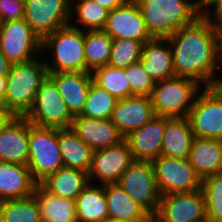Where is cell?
<instances>
[{"label": "cell", "mask_w": 222, "mask_h": 222, "mask_svg": "<svg viewBox=\"0 0 222 222\" xmlns=\"http://www.w3.org/2000/svg\"><path fill=\"white\" fill-rule=\"evenodd\" d=\"M152 164L160 196L201 190L202 179L188 159L160 155Z\"/></svg>", "instance_id": "ba28073f"}, {"label": "cell", "mask_w": 222, "mask_h": 222, "mask_svg": "<svg viewBox=\"0 0 222 222\" xmlns=\"http://www.w3.org/2000/svg\"><path fill=\"white\" fill-rule=\"evenodd\" d=\"M24 117L34 126L56 129L71 128L74 119L49 76L41 83L32 108Z\"/></svg>", "instance_id": "52a82bcc"}, {"label": "cell", "mask_w": 222, "mask_h": 222, "mask_svg": "<svg viewBox=\"0 0 222 222\" xmlns=\"http://www.w3.org/2000/svg\"><path fill=\"white\" fill-rule=\"evenodd\" d=\"M27 166L38 184L49 174L64 167L58 146V129L37 127L29 122V160Z\"/></svg>", "instance_id": "8992f818"}, {"label": "cell", "mask_w": 222, "mask_h": 222, "mask_svg": "<svg viewBox=\"0 0 222 222\" xmlns=\"http://www.w3.org/2000/svg\"><path fill=\"white\" fill-rule=\"evenodd\" d=\"M0 222H3V219H2V216H1V214H0Z\"/></svg>", "instance_id": "816d5d0a"}, {"label": "cell", "mask_w": 222, "mask_h": 222, "mask_svg": "<svg viewBox=\"0 0 222 222\" xmlns=\"http://www.w3.org/2000/svg\"><path fill=\"white\" fill-rule=\"evenodd\" d=\"M108 15L109 10L105 9L94 0H75V2L71 0L70 25L75 28L83 31L102 30ZM74 21H77L76 24H74ZM79 25L80 27H78Z\"/></svg>", "instance_id": "f546056e"}, {"label": "cell", "mask_w": 222, "mask_h": 222, "mask_svg": "<svg viewBox=\"0 0 222 222\" xmlns=\"http://www.w3.org/2000/svg\"><path fill=\"white\" fill-rule=\"evenodd\" d=\"M25 0H0V23L24 18Z\"/></svg>", "instance_id": "74e56055"}, {"label": "cell", "mask_w": 222, "mask_h": 222, "mask_svg": "<svg viewBox=\"0 0 222 222\" xmlns=\"http://www.w3.org/2000/svg\"><path fill=\"white\" fill-rule=\"evenodd\" d=\"M12 116L6 112L3 108L0 109V129L5 125V123L11 118Z\"/></svg>", "instance_id": "ee69618b"}, {"label": "cell", "mask_w": 222, "mask_h": 222, "mask_svg": "<svg viewBox=\"0 0 222 222\" xmlns=\"http://www.w3.org/2000/svg\"><path fill=\"white\" fill-rule=\"evenodd\" d=\"M94 1L109 11L121 6L125 2V0H94Z\"/></svg>", "instance_id": "ab89813d"}, {"label": "cell", "mask_w": 222, "mask_h": 222, "mask_svg": "<svg viewBox=\"0 0 222 222\" xmlns=\"http://www.w3.org/2000/svg\"><path fill=\"white\" fill-rule=\"evenodd\" d=\"M217 33H218L219 56L222 64V27L217 29Z\"/></svg>", "instance_id": "f6af8a7d"}, {"label": "cell", "mask_w": 222, "mask_h": 222, "mask_svg": "<svg viewBox=\"0 0 222 222\" xmlns=\"http://www.w3.org/2000/svg\"><path fill=\"white\" fill-rule=\"evenodd\" d=\"M188 119L194 137L222 140V96L213 87L201 89Z\"/></svg>", "instance_id": "8fae6325"}, {"label": "cell", "mask_w": 222, "mask_h": 222, "mask_svg": "<svg viewBox=\"0 0 222 222\" xmlns=\"http://www.w3.org/2000/svg\"><path fill=\"white\" fill-rule=\"evenodd\" d=\"M188 161L202 180L222 174V140L194 137Z\"/></svg>", "instance_id": "7402d4cb"}, {"label": "cell", "mask_w": 222, "mask_h": 222, "mask_svg": "<svg viewBox=\"0 0 222 222\" xmlns=\"http://www.w3.org/2000/svg\"><path fill=\"white\" fill-rule=\"evenodd\" d=\"M201 17L216 30L222 27V0H209L201 12Z\"/></svg>", "instance_id": "f35d334b"}, {"label": "cell", "mask_w": 222, "mask_h": 222, "mask_svg": "<svg viewBox=\"0 0 222 222\" xmlns=\"http://www.w3.org/2000/svg\"><path fill=\"white\" fill-rule=\"evenodd\" d=\"M55 82L70 113L79 115L88 96L90 84L93 81L91 72H48Z\"/></svg>", "instance_id": "ffe728a7"}, {"label": "cell", "mask_w": 222, "mask_h": 222, "mask_svg": "<svg viewBox=\"0 0 222 222\" xmlns=\"http://www.w3.org/2000/svg\"><path fill=\"white\" fill-rule=\"evenodd\" d=\"M29 121L12 116L0 129V162L28 164Z\"/></svg>", "instance_id": "2e32d148"}, {"label": "cell", "mask_w": 222, "mask_h": 222, "mask_svg": "<svg viewBox=\"0 0 222 222\" xmlns=\"http://www.w3.org/2000/svg\"><path fill=\"white\" fill-rule=\"evenodd\" d=\"M136 3L153 38H168L201 16L187 0H137Z\"/></svg>", "instance_id": "3957f363"}, {"label": "cell", "mask_w": 222, "mask_h": 222, "mask_svg": "<svg viewBox=\"0 0 222 222\" xmlns=\"http://www.w3.org/2000/svg\"><path fill=\"white\" fill-rule=\"evenodd\" d=\"M141 58L143 70L155 83L175 76L171 45L167 38H153L145 42Z\"/></svg>", "instance_id": "603a6c76"}, {"label": "cell", "mask_w": 222, "mask_h": 222, "mask_svg": "<svg viewBox=\"0 0 222 222\" xmlns=\"http://www.w3.org/2000/svg\"><path fill=\"white\" fill-rule=\"evenodd\" d=\"M167 39L175 76L212 87L218 75L216 72L221 69L217 30L200 16Z\"/></svg>", "instance_id": "6da1fadb"}, {"label": "cell", "mask_w": 222, "mask_h": 222, "mask_svg": "<svg viewBox=\"0 0 222 222\" xmlns=\"http://www.w3.org/2000/svg\"><path fill=\"white\" fill-rule=\"evenodd\" d=\"M105 222H123V221H117V220H107Z\"/></svg>", "instance_id": "7dc6e473"}, {"label": "cell", "mask_w": 222, "mask_h": 222, "mask_svg": "<svg viewBox=\"0 0 222 222\" xmlns=\"http://www.w3.org/2000/svg\"><path fill=\"white\" fill-rule=\"evenodd\" d=\"M155 115L149 96L134 95L118 99L111 121L125 138L130 132L144 126Z\"/></svg>", "instance_id": "ac0fdd59"}, {"label": "cell", "mask_w": 222, "mask_h": 222, "mask_svg": "<svg viewBox=\"0 0 222 222\" xmlns=\"http://www.w3.org/2000/svg\"><path fill=\"white\" fill-rule=\"evenodd\" d=\"M37 184L28 166L0 162V201L29 197Z\"/></svg>", "instance_id": "44dd1931"}, {"label": "cell", "mask_w": 222, "mask_h": 222, "mask_svg": "<svg viewBox=\"0 0 222 222\" xmlns=\"http://www.w3.org/2000/svg\"><path fill=\"white\" fill-rule=\"evenodd\" d=\"M120 187L152 218L158 212V192L152 161L134 160L119 179Z\"/></svg>", "instance_id": "30bf717a"}, {"label": "cell", "mask_w": 222, "mask_h": 222, "mask_svg": "<svg viewBox=\"0 0 222 222\" xmlns=\"http://www.w3.org/2000/svg\"><path fill=\"white\" fill-rule=\"evenodd\" d=\"M102 30L112 39H132L143 42L153 39L136 2L125 1L121 6L109 11Z\"/></svg>", "instance_id": "9a60e30c"}, {"label": "cell", "mask_w": 222, "mask_h": 222, "mask_svg": "<svg viewBox=\"0 0 222 222\" xmlns=\"http://www.w3.org/2000/svg\"><path fill=\"white\" fill-rule=\"evenodd\" d=\"M92 79L100 88L105 89L117 99L131 97V88L126 77V69L106 65L95 69L92 72Z\"/></svg>", "instance_id": "d6a6232c"}, {"label": "cell", "mask_w": 222, "mask_h": 222, "mask_svg": "<svg viewBox=\"0 0 222 222\" xmlns=\"http://www.w3.org/2000/svg\"><path fill=\"white\" fill-rule=\"evenodd\" d=\"M125 1H129V2H136L137 0H125Z\"/></svg>", "instance_id": "f907efd6"}, {"label": "cell", "mask_w": 222, "mask_h": 222, "mask_svg": "<svg viewBox=\"0 0 222 222\" xmlns=\"http://www.w3.org/2000/svg\"><path fill=\"white\" fill-rule=\"evenodd\" d=\"M194 134L188 117H167L161 155L188 159Z\"/></svg>", "instance_id": "d4e9b609"}, {"label": "cell", "mask_w": 222, "mask_h": 222, "mask_svg": "<svg viewBox=\"0 0 222 222\" xmlns=\"http://www.w3.org/2000/svg\"><path fill=\"white\" fill-rule=\"evenodd\" d=\"M202 88L194 79L173 76L156 82L149 97L156 115L188 117Z\"/></svg>", "instance_id": "5b68a950"}, {"label": "cell", "mask_w": 222, "mask_h": 222, "mask_svg": "<svg viewBox=\"0 0 222 222\" xmlns=\"http://www.w3.org/2000/svg\"><path fill=\"white\" fill-rule=\"evenodd\" d=\"M133 161L125 140L118 145L93 151L88 180L90 183L96 180L95 184L99 182V185L118 183L123 172Z\"/></svg>", "instance_id": "5bb4252c"}, {"label": "cell", "mask_w": 222, "mask_h": 222, "mask_svg": "<svg viewBox=\"0 0 222 222\" xmlns=\"http://www.w3.org/2000/svg\"><path fill=\"white\" fill-rule=\"evenodd\" d=\"M12 64L7 60L0 48V76H7Z\"/></svg>", "instance_id": "60d3db41"}, {"label": "cell", "mask_w": 222, "mask_h": 222, "mask_svg": "<svg viewBox=\"0 0 222 222\" xmlns=\"http://www.w3.org/2000/svg\"><path fill=\"white\" fill-rule=\"evenodd\" d=\"M118 99L93 81L88 96L79 116L85 118L111 119Z\"/></svg>", "instance_id": "836d02e7"}, {"label": "cell", "mask_w": 222, "mask_h": 222, "mask_svg": "<svg viewBox=\"0 0 222 222\" xmlns=\"http://www.w3.org/2000/svg\"><path fill=\"white\" fill-rule=\"evenodd\" d=\"M201 190L206 203L207 222H222V174L204 178Z\"/></svg>", "instance_id": "d590c367"}, {"label": "cell", "mask_w": 222, "mask_h": 222, "mask_svg": "<svg viewBox=\"0 0 222 222\" xmlns=\"http://www.w3.org/2000/svg\"><path fill=\"white\" fill-rule=\"evenodd\" d=\"M88 183L75 199L76 219L79 222L109 220L104 185Z\"/></svg>", "instance_id": "4316f807"}, {"label": "cell", "mask_w": 222, "mask_h": 222, "mask_svg": "<svg viewBox=\"0 0 222 222\" xmlns=\"http://www.w3.org/2000/svg\"><path fill=\"white\" fill-rule=\"evenodd\" d=\"M191 3L200 13L203 11V0H187Z\"/></svg>", "instance_id": "bcb514c9"}, {"label": "cell", "mask_w": 222, "mask_h": 222, "mask_svg": "<svg viewBox=\"0 0 222 222\" xmlns=\"http://www.w3.org/2000/svg\"><path fill=\"white\" fill-rule=\"evenodd\" d=\"M33 195L39 207L42 222H67L76 220L75 200L50 194L37 184Z\"/></svg>", "instance_id": "f1b7e54d"}, {"label": "cell", "mask_w": 222, "mask_h": 222, "mask_svg": "<svg viewBox=\"0 0 222 222\" xmlns=\"http://www.w3.org/2000/svg\"><path fill=\"white\" fill-rule=\"evenodd\" d=\"M209 0H203V9L205 7V4L208 2Z\"/></svg>", "instance_id": "c3c4849f"}, {"label": "cell", "mask_w": 222, "mask_h": 222, "mask_svg": "<svg viewBox=\"0 0 222 222\" xmlns=\"http://www.w3.org/2000/svg\"><path fill=\"white\" fill-rule=\"evenodd\" d=\"M12 64L7 75L6 95L1 107L11 116L24 117L32 108L48 71L43 59Z\"/></svg>", "instance_id": "7a4b0ae2"}, {"label": "cell", "mask_w": 222, "mask_h": 222, "mask_svg": "<svg viewBox=\"0 0 222 222\" xmlns=\"http://www.w3.org/2000/svg\"><path fill=\"white\" fill-rule=\"evenodd\" d=\"M145 42L132 39H113L108 66L126 69L142 57Z\"/></svg>", "instance_id": "e575fe53"}, {"label": "cell", "mask_w": 222, "mask_h": 222, "mask_svg": "<svg viewBox=\"0 0 222 222\" xmlns=\"http://www.w3.org/2000/svg\"><path fill=\"white\" fill-rule=\"evenodd\" d=\"M3 222H42L35 196L0 201Z\"/></svg>", "instance_id": "1f68e13d"}, {"label": "cell", "mask_w": 222, "mask_h": 222, "mask_svg": "<svg viewBox=\"0 0 222 222\" xmlns=\"http://www.w3.org/2000/svg\"><path fill=\"white\" fill-rule=\"evenodd\" d=\"M71 128L93 151L118 145L124 140L111 119L74 116Z\"/></svg>", "instance_id": "d6986e66"}, {"label": "cell", "mask_w": 222, "mask_h": 222, "mask_svg": "<svg viewBox=\"0 0 222 222\" xmlns=\"http://www.w3.org/2000/svg\"><path fill=\"white\" fill-rule=\"evenodd\" d=\"M153 222H207L202 190L160 196Z\"/></svg>", "instance_id": "4fadbf2b"}, {"label": "cell", "mask_w": 222, "mask_h": 222, "mask_svg": "<svg viewBox=\"0 0 222 222\" xmlns=\"http://www.w3.org/2000/svg\"><path fill=\"white\" fill-rule=\"evenodd\" d=\"M7 76H0V104L4 102L6 95Z\"/></svg>", "instance_id": "b9f144b4"}, {"label": "cell", "mask_w": 222, "mask_h": 222, "mask_svg": "<svg viewBox=\"0 0 222 222\" xmlns=\"http://www.w3.org/2000/svg\"><path fill=\"white\" fill-rule=\"evenodd\" d=\"M41 45L42 39L24 19L0 23V48L11 64L37 59L42 54Z\"/></svg>", "instance_id": "9c48e42d"}, {"label": "cell", "mask_w": 222, "mask_h": 222, "mask_svg": "<svg viewBox=\"0 0 222 222\" xmlns=\"http://www.w3.org/2000/svg\"><path fill=\"white\" fill-rule=\"evenodd\" d=\"M166 128V116L155 115L141 128L130 132L124 140L128 143L134 160L153 161L161 155Z\"/></svg>", "instance_id": "e0dca14e"}, {"label": "cell", "mask_w": 222, "mask_h": 222, "mask_svg": "<svg viewBox=\"0 0 222 222\" xmlns=\"http://www.w3.org/2000/svg\"><path fill=\"white\" fill-rule=\"evenodd\" d=\"M109 220L123 222H151L152 217L138 205L118 183L105 184Z\"/></svg>", "instance_id": "cb8c5ba5"}, {"label": "cell", "mask_w": 222, "mask_h": 222, "mask_svg": "<svg viewBox=\"0 0 222 222\" xmlns=\"http://www.w3.org/2000/svg\"><path fill=\"white\" fill-rule=\"evenodd\" d=\"M71 0H25L24 20L43 39L70 24Z\"/></svg>", "instance_id": "7c38bea8"}, {"label": "cell", "mask_w": 222, "mask_h": 222, "mask_svg": "<svg viewBox=\"0 0 222 222\" xmlns=\"http://www.w3.org/2000/svg\"><path fill=\"white\" fill-rule=\"evenodd\" d=\"M131 96H150L155 86L154 80L143 70L142 58L126 68Z\"/></svg>", "instance_id": "8d00e7d4"}, {"label": "cell", "mask_w": 222, "mask_h": 222, "mask_svg": "<svg viewBox=\"0 0 222 222\" xmlns=\"http://www.w3.org/2000/svg\"><path fill=\"white\" fill-rule=\"evenodd\" d=\"M58 146L64 167L89 172L93 150L78 137L72 128L58 129Z\"/></svg>", "instance_id": "83f0119b"}, {"label": "cell", "mask_w": 222, "mask_h": 222, "mask_svg": "<svg viewBox=\"0 0 222 222\" xmlns=\"http://www.w3.org/2000/svg\"><path fill=\"white\" fill-rule=\"evenodd\" d=\"M88 183V173L85 171L61 167L39 184L52 195L75 200Z\"/></svg>", "instance_id": "484cf974"}, {"label": "cell", "mask_w": 222, "mask_h": 222, "mask_svg": "<svg viewBox=\"0 0 222 222\" xmlns=\"http://www.w3.org/2000/svg\"><path fill=\"white\" fill-rule=\"evenodd\" d=\"M220 68H222V64ZM212 87L222 96V76L217 75Z\"/></svg>", "instance_id": "7bdbcfd3"}, {"label": "cell", "mask_w": 222, "mask_h": 222, "mask_svg": "<svg viewBox=\"0 0 222 222\" xmlns=\"http://www.w3.org/2000/svg\"><path fill=\"white\" fill-rule=\"evenodd\" d=\"M67 222H79V221L76 219V220H71V221H67Z\"/></svg>", "instance_id": "681fc988"}, {"label": "cell", "mask_w": 222, "mask_h": 222, "mask_svg": "<svg viewBox=\"0 0 222 222\" xmlns=\"http://www.w3.org/2000/svg\"><path fill=\"white\" fill-rule=\"evenodd\" d=\"M41 49L51 53V61L43 58L48 72H86L83 30L70 24L59 28L42 39Z\"/></svg>", "instance_id": "277c9868"}, {"label": "cell", "mask_w": 222, "mask_h": 222, "mask_svg": "<svg viewBox=\"0 0 222 222\" xmlns=\"http://www.w3.org/2000/svg\"><path fill=\"white\" fill-rule=\"evenodd\" d=\"M113 39L103 30L84 31L86 72L108 65Z\"/></svg>", "instance_id": "4dcf8cb0"}]
</instances>
